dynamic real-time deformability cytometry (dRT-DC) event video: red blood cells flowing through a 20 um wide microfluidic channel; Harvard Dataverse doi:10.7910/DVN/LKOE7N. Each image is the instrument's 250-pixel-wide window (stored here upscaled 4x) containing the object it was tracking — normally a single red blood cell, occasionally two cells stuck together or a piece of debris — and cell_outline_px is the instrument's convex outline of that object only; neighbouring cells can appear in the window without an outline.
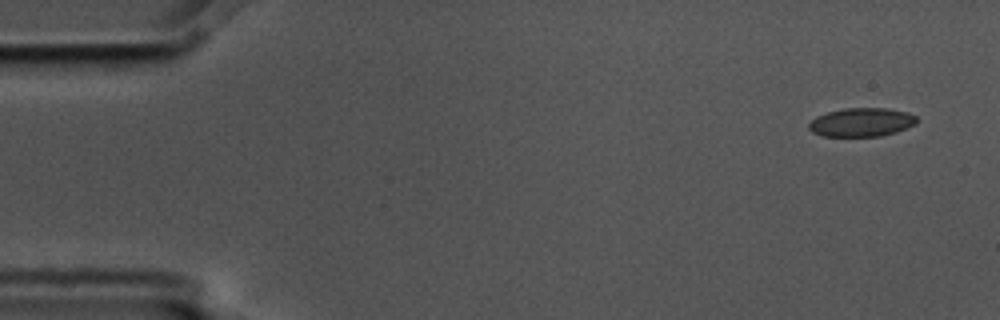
{"species": "common noctule bat (a hibernating species)", "species_latin": "Nyctalus noctula", "temperature_condition": "cold", "stored_images_in_passage": 4, "camera_frame_rate_fps": 3000, "um_per_image_px": 0.085, "animal": {"sex": "male", "body_mass_g": 17.5, "forearm_length_mm": 52.3}, "frame": {"image": 1, "passage_image": 1, "time_ms": 0.0, "image_size_px": [1000, 320], "cell_outline_px": [[916, 124], [896, 132], [880, 136], [820, 136], [812, 132], [808, 128], [808, 124], [816, 116], [828, 112], [844, 108], [888, 108], [908, 112], [916, 116]], "centroid_in_image_um": [73.22, 10.39], "position_along_channel_um": 11.8, "area_um2": 18.09}}